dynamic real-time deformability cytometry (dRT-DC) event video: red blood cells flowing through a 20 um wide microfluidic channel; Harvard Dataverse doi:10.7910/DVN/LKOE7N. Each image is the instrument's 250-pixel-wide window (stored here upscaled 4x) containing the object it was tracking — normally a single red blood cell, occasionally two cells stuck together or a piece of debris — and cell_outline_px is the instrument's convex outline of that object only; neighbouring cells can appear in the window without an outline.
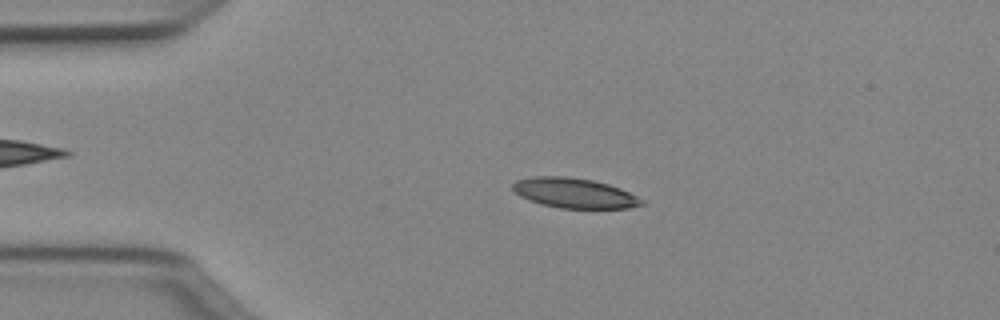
{"species": "Egyptian fruit bat (a non-hibernating species)", "species_latin": "Rousettus aegyptiacus", "temperature_condition": "cold", "stored_images_in_passage": 44, "camera_frame_rate_fps": 3000, "um_per_image_px": 0.085, "animal": {"sex": "female"}, "frame": {"image": 1, "passage_image": 5, "time_ms": 1.333, "image_size_px": [1000, 320], "cell_outline_px": [[644, 204], [628, 208], [560, 208], [540, 204], [528, 200], [520, 196], [512, 188], [512, 184], [516, 180], [536, 176], [568, 176], [592, 180], [608, 184], [620, 188], [644, 200]], "centroid_in_image_um": [48.8, 16.41], "position_along_channel_um": 36.2, "area_um2": 22.48}}
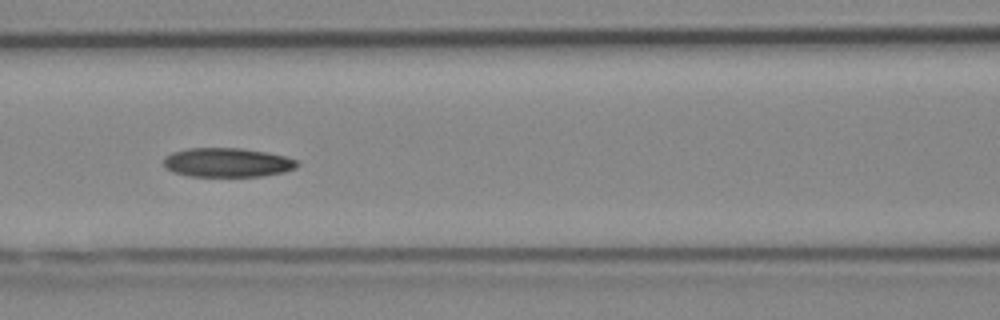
{"frame": {"image": 2, "passage_image": 16, "time_ms": 5.0, "image_size_px": [1000, 320], "cell_outline_px": [[300, 164], [296, 168], [284, 172], [260, 176], [188, 176], [172, 172], [164, 168], [164, 156], [172, 152], [188, 148], [240, 148], [268, 152], [284, 156], [296, 160]], "centroid_in_image_um": [19.29, 13.81], "position_along_channel_um": 147.3, "area_um2": 22.83}}
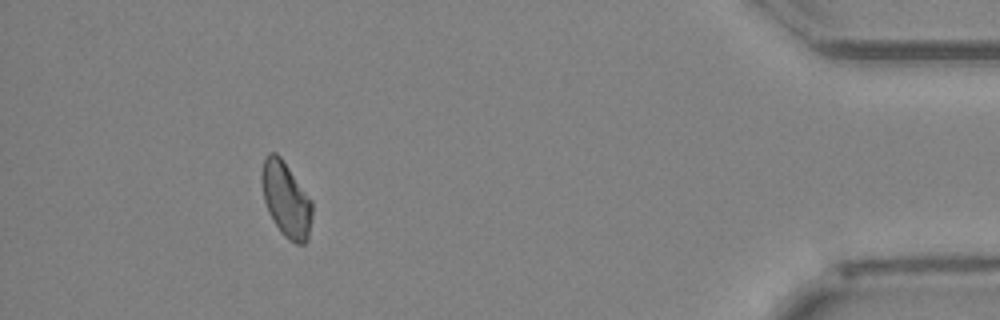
{"frame": {"image": 3, "passage_image": 40, "time_ms": 13.0, "image_size_px": [1000, 320], "cell_outline_px": [[312, 216], [308, 240], [304, 244], [296, 244], [288, 240], [280, 232], [268, 212], [264, 200], [260, 180], [260, 172], [264, 156], [268, 152], [276, 152], [280, 156], [312, 200]], "centroid_in_image_um": [24.29, 16.95], "position_along_channel_um": 410.9, "area_um2": 22.43}}